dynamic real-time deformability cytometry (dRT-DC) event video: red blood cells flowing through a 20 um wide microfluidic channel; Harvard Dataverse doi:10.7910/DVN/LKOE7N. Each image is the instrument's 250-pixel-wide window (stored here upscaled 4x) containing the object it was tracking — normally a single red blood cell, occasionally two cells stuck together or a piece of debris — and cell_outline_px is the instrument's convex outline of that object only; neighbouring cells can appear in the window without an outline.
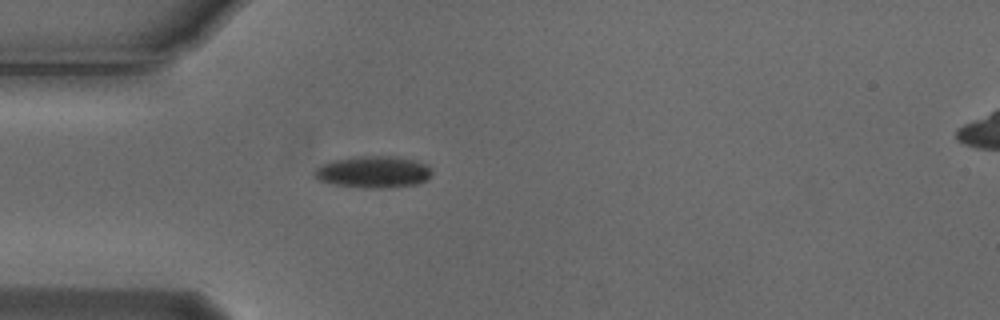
{"species": "Egyptian fruit bat (a non-hibernating species)", "species_latin": "Rousettus aegyptiacus", "temperature_condition": "cold", "stored_images_in_passage": 1, "camera_frame_rate_fps": 3000, "um_per_image_px": 0.085, "animal": {"sex": "male"}, "frame": {"image": 1, "passage_image": 1, "time_ms": 0.0, "image_size_px": [1000, 320], "cell_outline_px": [[432, 176], [428, 180], [416, 184], [388, 188], [364, 188], [336, 184], [320, 180], [312, 176], [312, 172], [320, 164], [332, 160], [360, 156], [396, 156], [416, 160], [428, 164], [432, 168]], "centroid_in_image_um": [31.77, 14.61], "position_along_channel_um": 53.2, "area_um2": 22.14}}